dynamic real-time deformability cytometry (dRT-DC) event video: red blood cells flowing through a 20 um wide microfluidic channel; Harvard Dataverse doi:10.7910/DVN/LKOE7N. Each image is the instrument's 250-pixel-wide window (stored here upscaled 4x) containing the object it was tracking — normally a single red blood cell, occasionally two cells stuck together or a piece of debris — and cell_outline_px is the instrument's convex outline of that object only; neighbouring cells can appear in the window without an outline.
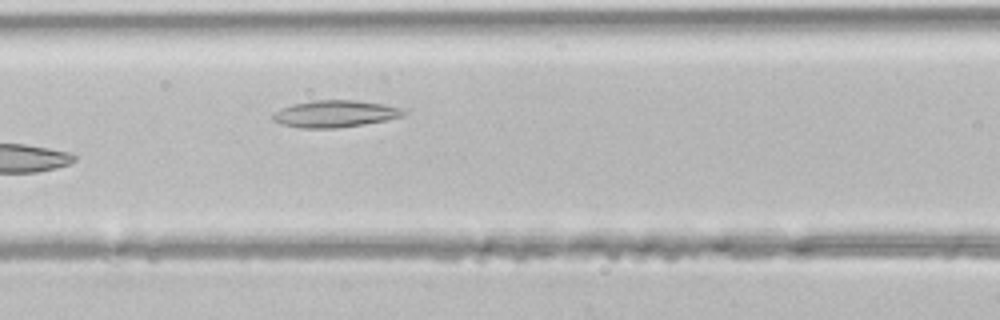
{"species": "common noctule bat (a hibernating species)", "species_latin": "Nyctalus noctula", "temperature_condition": "room temperature", "stored_images_in_passage": 3, "camera_frame_rate_fps": 3000, "um_per_image_px": 0.085, "animal": {"sex": "male", "body_mass_g": 21.5, "forearm_length_mm": 52.0}, "frame": {"image": 1, "passage_image": 3, "time_ms": 0.667, "image_size_px": [1000, 320], "cell_outline_px": [[404, 116], [388, 120], [364, 124], [336, 128], [300, 128], [280, 124], [272, 120], [272, 116], [280, 108], [292, 104], [312, 100], [356, 100], [384, 104], [400, 108], [404, 112]], "centroid_in_image_um": [28.45, 9.67], "position_along_channel_um": 138.2, "area_um2": 20.58}}